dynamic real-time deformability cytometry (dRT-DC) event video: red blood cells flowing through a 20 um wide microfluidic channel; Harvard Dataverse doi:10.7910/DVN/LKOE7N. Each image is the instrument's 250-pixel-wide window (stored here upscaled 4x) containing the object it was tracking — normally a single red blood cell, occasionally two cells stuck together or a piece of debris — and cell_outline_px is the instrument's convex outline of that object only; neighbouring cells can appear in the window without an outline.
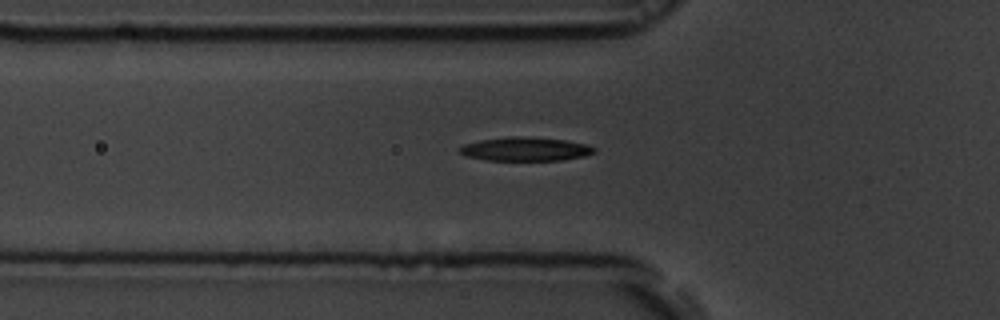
{"species": "common noctule bat (a hibernating species)", "species_latin": "Nyctalus noctula", "temperature_condition": "room temperature", "stored_images_in_passage": 37, "camera_frame_rate_fps": 3000, "um_per_image_px": 0.085, "animal": {"sex": "male", "body_mass_g": 19.5, "forearm_length_mm": 54.6}, "frame": {"image": 1, "passage_image": 2, "time_ms": 0.333, "image_size_px": [1000, 320], "cell_outline_px": [[596, 152], [584, 156], [560, 160], [488, 160], [464, 156], [456, 152], [456, 148], [464, 144], [480, 140], [508, 136], [524, 136], [564, 140], [584, 144], [596, 148]], "centroid_in_image_um": [44.57, 12.67], "position_along_channel_um": 81.2, "area_um2": 18.73}}
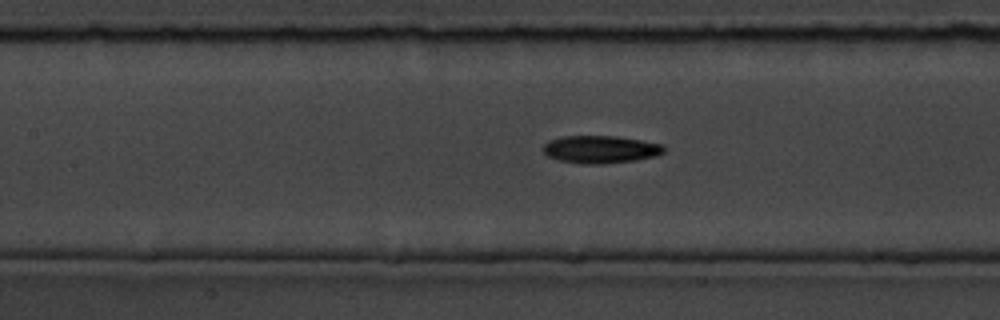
{"frame": {"image": 2, "passage_image": 8, "time_ms": 2.333, "image_size_px": [1000, 320], "cell_outline_px": [[664, 152], [656, 156], [636, 160], [600, 164], [584, 164], [560, 160], [548, 156], [544, 152], [544, 144], [548, 140], [564, 136], [616, 136], [664, 144]], "centroid_in_image_um": [51.06, 12.69], "position_along_channel_um": 156.3, "area_um2": 19.36}}
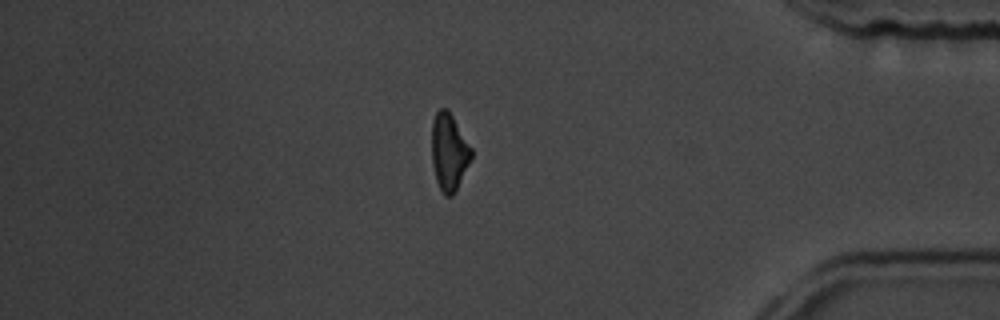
{"frame": {"image": 3, "passage_image": 30, "time_ms": 9.667, "image_size_px": [1000, 320], "cell_outline_px": [[472, 156], [452, 196], [444, 196], [436, 180], [432, 164], [432, 120], [436, 112], [440, 108], [448, 108], [472, 148]], "centroid_in_image_um": [38.15, 12.87], "position_along_channel_um": 397.1, "area_um2": 17.63}}